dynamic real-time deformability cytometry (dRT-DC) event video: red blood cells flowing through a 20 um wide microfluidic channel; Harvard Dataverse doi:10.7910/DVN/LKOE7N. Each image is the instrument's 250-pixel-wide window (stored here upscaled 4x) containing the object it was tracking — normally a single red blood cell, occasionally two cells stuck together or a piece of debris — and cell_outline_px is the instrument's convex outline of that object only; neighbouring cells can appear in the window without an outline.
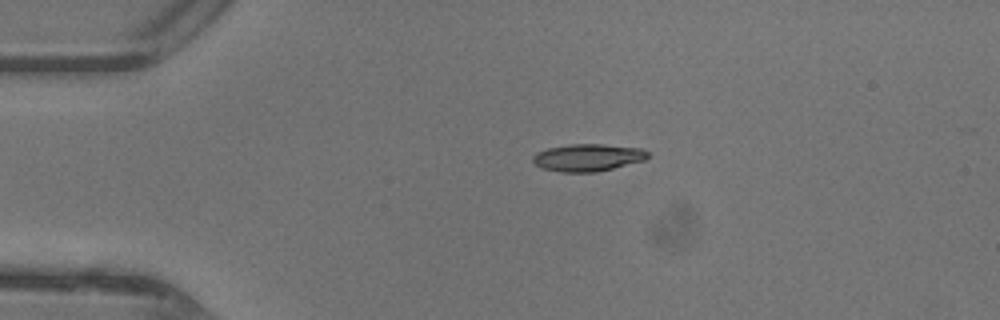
{"species": "common noctule bat (a hibernating species)", "species_latin": "Nyctalus noctula", "temperature_condition": "warm", "stored_images_in_passage": 37, "camera_frame_rate_fps": 3000, "um_per_image_px": 0.085, "animal": {"sex": "female"}, "frame": {"image": 1, "passage_image": 1, "time_ms": 0.0, "image_size_px": [1000, 320], "cell_outline_px": [[648, 156], [644, 160], [596, 172], [564, 172], [544, 168], [536, 164], [532, 160], [532, 156], [536, 152], [548, 148], [568, 144], [600, 144], [640, 148], [648, 152]], "centroid_in_image_um": [49.94, 13.38], "position_along_channel_um": 35.1, "area_um2": 18.03}}
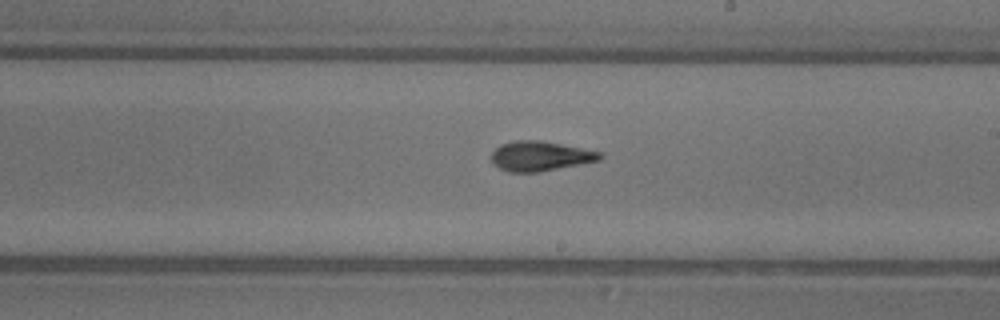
{"frame": {"image": 2, "passage_image": 18, "time_ms": 5.667, "image_size_px": [1000, 320], "cell_outline_px": [[604, 156], [600, 160], [540, 172], [508, 172], [492, 164], [492, 152], [500, 144], [516, 140], [540, 140], [604, 152]], "centroid_in_image_um": [45.94, 13.26], "position_along_channel_um": 243.1, "area_um2": 18.96}}
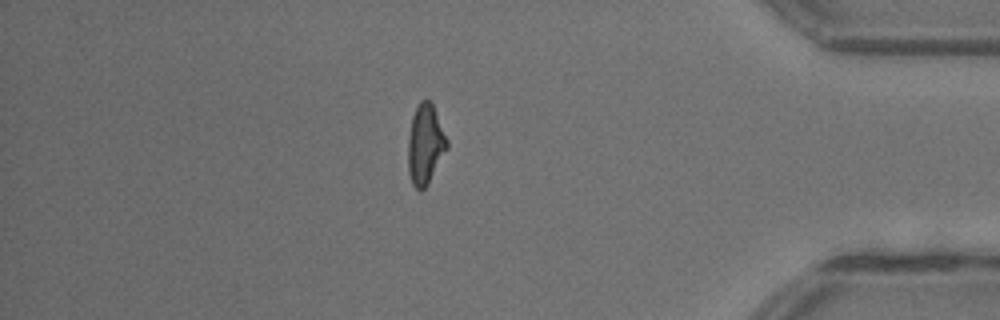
{"frame": {"image": 3, "passage_image": 31, "time_ms": 10.0, "image_size_px": [1000, 320], "cell_outline_px": [[448, 148], [428, 184], [420, 192], [412, 184], [408, 172], [408, 136], [412, 116], [420, 100], [428, 100], [432, 104], [448, 140]], "centroid_in_image_um": [36.14, 12.3], "position_along_channel_um": 399.1, "area_um2": 18.15}, "authors_computed_cell_mechanics": {"area_um2": 18.2648, "velocity_mm_per_s": 4.4467, "shape_relaxation_time_tau1_ms": 5.4089, "shape_relaxation_time_tau2_ms": 2.1585, "deformation_change_tau1": 0.21, "deformation_change_tau2": 0.108}}